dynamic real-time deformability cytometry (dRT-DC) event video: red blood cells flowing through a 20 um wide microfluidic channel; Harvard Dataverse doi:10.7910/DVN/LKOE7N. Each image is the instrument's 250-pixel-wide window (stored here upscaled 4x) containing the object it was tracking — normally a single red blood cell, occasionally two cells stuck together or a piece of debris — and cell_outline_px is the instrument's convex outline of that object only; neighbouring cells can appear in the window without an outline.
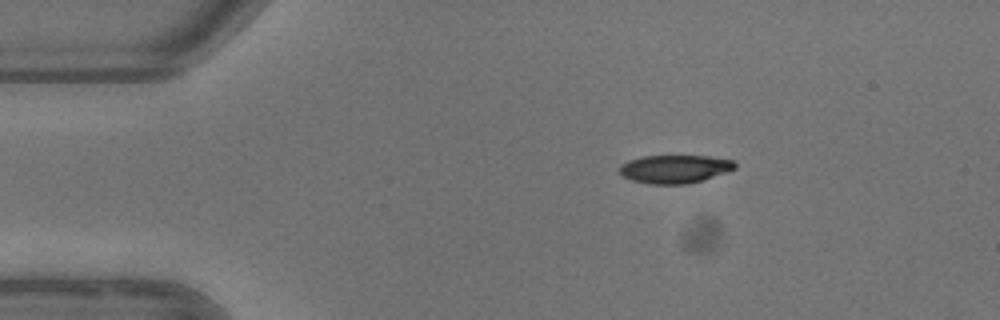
{"species": "common noctule bat (a hibernating species)", "species_latin": "Nyctalus noctula", "temperature_condition": "warm", "stored_images_in_passage": 4, "camera_frame_rate_fps": 3000, "um_per_image_px": 0.085, "animal": {"sex": "female"}, "frame": {"image": 1, "passage_image": 1, "time_ms": 0.0, "image_size_px": [1000, 320], "cell_outline_px": [[736, 168], [728, 172], [704, 180], [688, 184], [648, 184], [632, 180], [620, 176], [620, 164], [628, 160], [644, 156], [708, 156], [732, 160], [736, 164]], "centroid_in_image_um": [57.35, 14.37], "position_along_channel_um": 27.7, "area_um2": 19.19}}
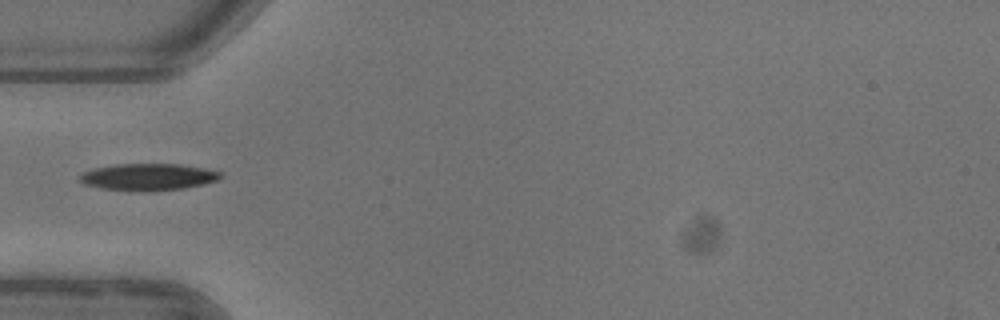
{"frame": {"image": 2, "passage_image": 3, "time_ms": 2.667, "image_size_px": [1000, 320], "cell_outline_px": [[224, 176], [216, 180], [204, 184], [184, 188], [104, 188], [84, 184], [76, 176], [84, 172], [96, 168], [116, 164], [180, 164], [204, 168], [224, 172]], "centroid_in_image_um": [12.66, 14.98], "position_along_channel_um": 72.3, "area_um2": 20.92}}
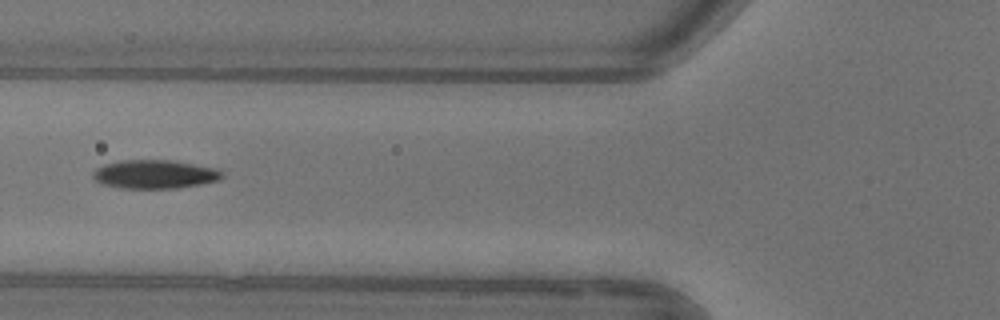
{"frame": {"image": 3, "passage_image": 4, "time_ms": 3.667, "image_size_px": [1000, 320], "cell_outline_px": [[224, 176], [220, 180], [200, 184], [176, 188], [120, 188], [100, 184], [92, 176], [92, 172], [96, 168], [104, 164], [120, 160], [168, 160], [216, 168], [224, 172]], "centroid_in_image_um": [13.13, 14.81], "position_along_channel_um": 112.7, "area_um2": 21.62}}